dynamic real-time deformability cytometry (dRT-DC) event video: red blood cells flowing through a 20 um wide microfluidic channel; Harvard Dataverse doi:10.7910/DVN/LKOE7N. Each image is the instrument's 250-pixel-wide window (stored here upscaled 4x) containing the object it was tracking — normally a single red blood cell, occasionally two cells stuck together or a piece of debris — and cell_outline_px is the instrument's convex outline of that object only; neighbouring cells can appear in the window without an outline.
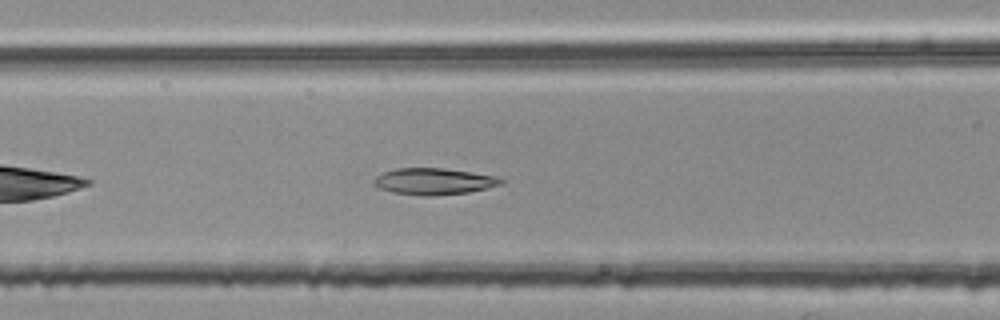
{"species": "common noctule bat (a hibernating species)", "species_latin": "Nyctalus noctula", "temperature_condition": "room temperature", "stored_images_in_passage": 35, "camera_frame_rate_fps": 3000, "um_per_image_px": 0.085, "animal": {"sex": "female", "body_mass_g": 25.1}, "frame": {"image": 1, "passage_image": 9, "time_ms": 2.667, "image_size_px": [1000, 320], "cell_outline_px": [[504, 184], [488, 188], [468, 192], [432, 196], [424, 196], [392, 192], [380, 188], [372, 184], [372, 180], [376, 176], [384, 172], [396, 168], [440, 168], [468, 172], [492, 176], [504, 180]], "centroid_in_image_um": [36.83, 15.43], "position_along_channel_um": 129.8, "area_um2": 19.48}}
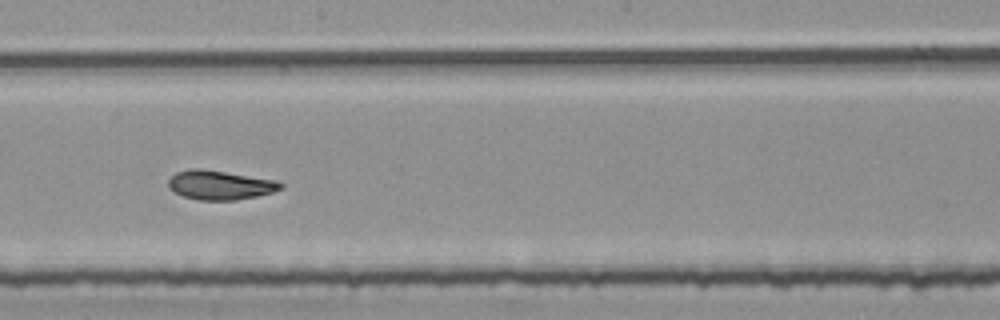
{"frame": {"image": 2, "passage_image": 17, "time_ms": 5.333, "image_size_px": [1000, 320], "cell_outline_px": [[284, 188], [272, 192], [256, 196], [236, 200], [200, 200], [184, 196], [168, 188], [168, 180], [176, 172], [192, 168], [200, 168], [276, 180], [284, 184]], "centroid_in_image_um": [18.71, 15.72], "position_along_channel_um": 229.5, "area_um2": 19.02}}
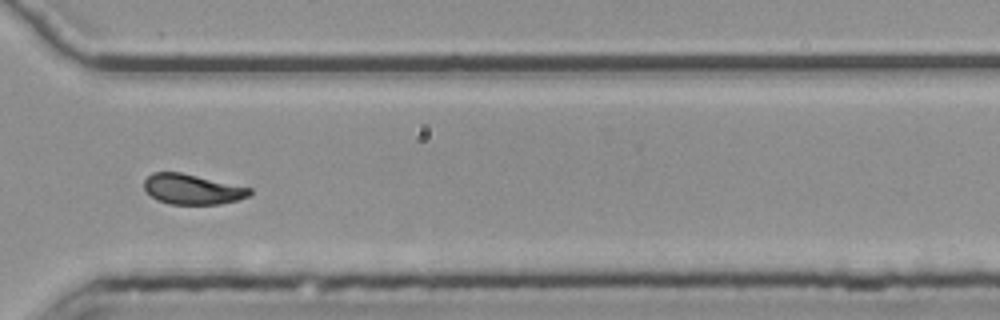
{"frame": {"image": 3, "passage_image": 27, "time_ms": 8.667, "image_size_px": [1000, 320], "cell_outline_px": [[252, 192], [248, 196], [236, 200], [220, 204], [172, 204], [156, 200], [144, 188], [144, 180], [152, 172], [180, 172], [252, 188]], "centroid_in_image_um": [16.33, 16.08], "position_along_channel_um": 354.3, "area_um2": 18.44}, "authors_computed_cell_mechanics": {"area_um2": 18.9584, "velocity_mm_per_s": 3.7474, "shape_relaxation_time_tau1_ms": 6.0801, "shape_relaxation_time_tau2_ms": 1.5583, "deformation_change_tau1": 0.1722, "deformation_change_tau2": 0.0667}}